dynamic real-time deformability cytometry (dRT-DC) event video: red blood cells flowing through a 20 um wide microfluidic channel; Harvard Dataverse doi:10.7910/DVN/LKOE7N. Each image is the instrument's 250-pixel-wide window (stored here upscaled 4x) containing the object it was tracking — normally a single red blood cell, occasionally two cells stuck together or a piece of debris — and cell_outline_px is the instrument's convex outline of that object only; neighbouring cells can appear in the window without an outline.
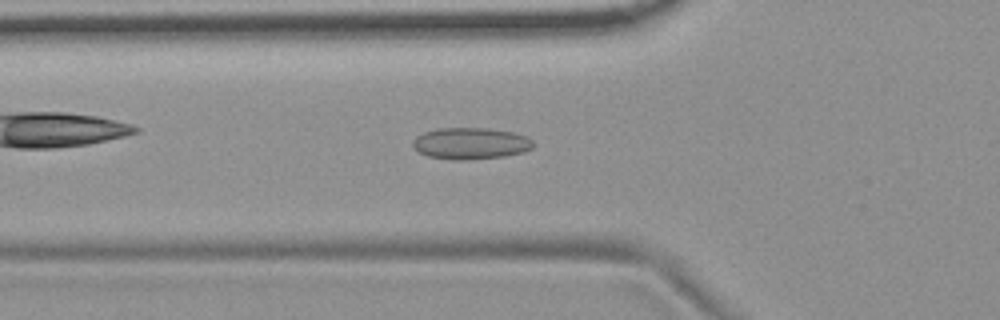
{"species": "common noctule bat (a hibernating species)", "species_latin": "Nyctalus noctula", "temperature_condition": "room temperature", "stored_images_in_passage": 38, "camera_frame_rate_fps": 3000, "um_per_image_px": 0.085, "animal": {"sex": "female", "body_mass_g": 19.9}, "frame": {"image": 1, "passage_image": 6, "time_ms": 1.667, "image_size_px": [1000, 320], "cell_outline_px": [[536, 144], [532, 148], [524, 152], [504, 156], [464, 160], [452, 160], [428, 156], [420, 152], [412, 144], [416, 136], [424, 132], [436, 128], [488, 128], [512, 132], [528, 136]], "centroid_in_image_um": [40.04, 12.18], "position_along_channel_um": 85.8, "area_um2": 22.25}}
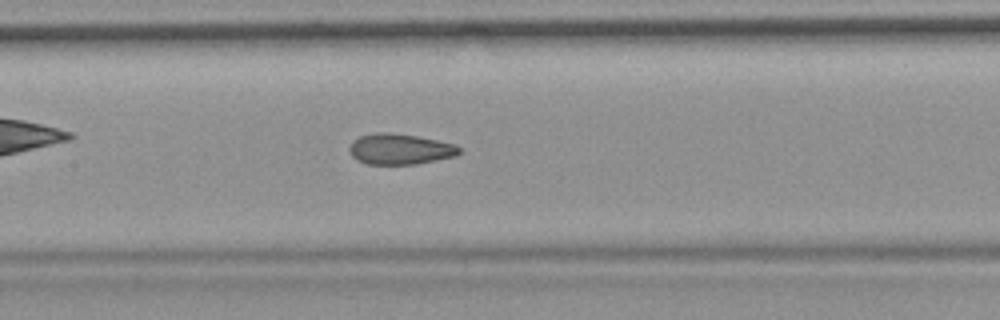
{"frame": {"image": 2, "passage_image": 13, "time_ms": 4.0, "image_size_px": [1000, 320], "cell_outline_px": [[460, 152], [456, 156], [416, 164], [368, 164], [356, 160], [352, 156], [348, 148], [360, 136], [376, 132], [388, 132], [416, 136], [456, 144], [460, 148]], "centroid_in_image_um": [34.01, 12.68], "position_along_channel_um": 173.4, "area_um2": 19.54}}
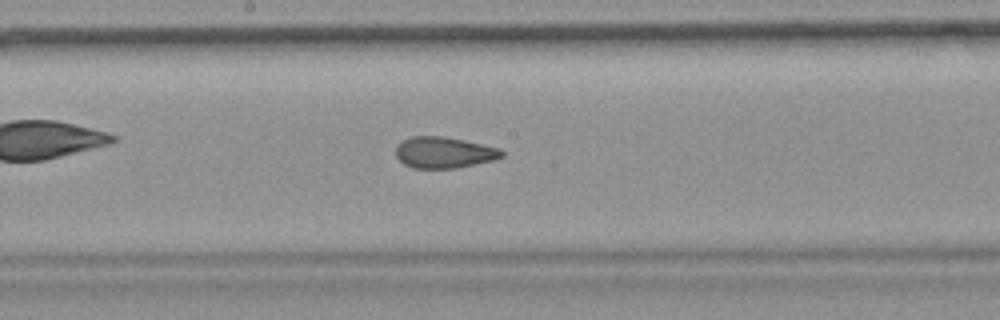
{"frame": {"image": 3, "passage_image": 16, "time_ms": 5.0, "image_size_px": [1000, 320], "cell_outline_px": [[504, 156], [492, 160], [456, 168], [412, 168], [404, 164], [396, 156], [396, 144], [400, 140], [412, 136], [444, 136], [500, 148], [504, 152]], "centroid_in_image_um": [37.7, 12.95], "position_along_channel_um": 210.5, "area_um2": 19.31}}